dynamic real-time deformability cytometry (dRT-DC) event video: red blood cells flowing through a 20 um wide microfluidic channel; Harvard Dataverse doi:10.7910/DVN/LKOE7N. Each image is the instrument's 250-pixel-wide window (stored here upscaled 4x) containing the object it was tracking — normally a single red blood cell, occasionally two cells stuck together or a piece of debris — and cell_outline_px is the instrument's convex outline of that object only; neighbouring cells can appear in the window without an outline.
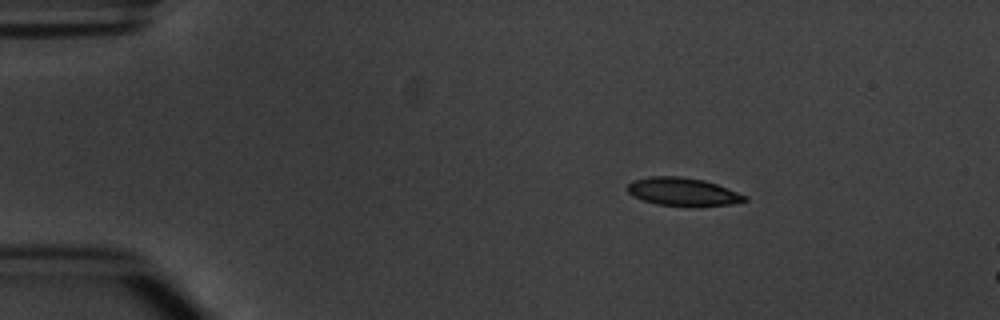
{"species": "common noctule bat (a hibernating species)", "species_latin": "Nyctalus noctula", "temperature_condition": "warm", "stored_images_in_passage": 3, "camera_frame_rate_fps": 3000, "um_per_image_px": 0.085, "animal": {"sex": "male", "body_mass_g": 20.1, "forearm_length_mm": 53.5}, "frame": {"image": 1, "passage_image": 1, "time_ms": 0.0, "image_size_px": [1000, 320], "cell_outline_px": [[748, 200], [732, 204], [696, 208], [692, 208], [656, 204], [632, 196], [628, 192], [628, 184], [632, 180], [652, 176], [680, 176], [704, 180], [716, 184], [748, 196]], "centroid_in_image_um": [58.07, 16.33], "position_along_channel_um": 26.9, "area_um2": 19.65}}